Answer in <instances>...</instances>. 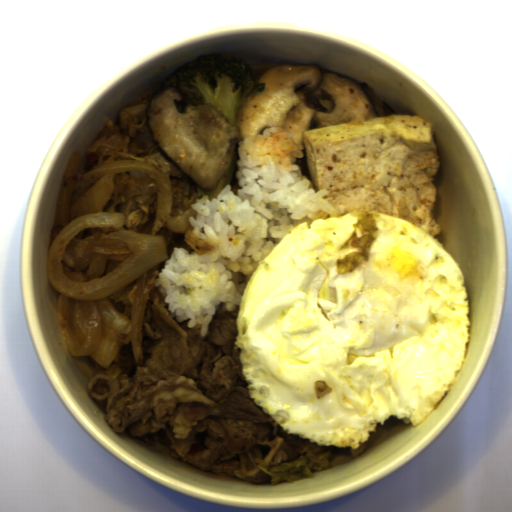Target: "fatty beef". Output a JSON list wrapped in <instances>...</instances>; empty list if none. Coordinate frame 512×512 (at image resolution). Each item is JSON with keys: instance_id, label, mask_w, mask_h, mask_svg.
Masks as SVG:
<instances>
[{"instance_id": "1", "label": "fatty beef", "mask_w": 512, "mask_h": 512, "mask_svg": "<svg viewBox=\"0 0 512 512\" xmlns=\"http://www.w3.org/2000/svg\"><path fill=\"white\" fill-rule=\"evenodd\" d=\"M164 260L108 298L131 321L134 294L148 293L141 336L143 362L132 340L121 345L107 369L92 356H73L87 380V395L104 406L103 421L115 433L128 431L146 446L159 443L175 461L215 476L252 484L272 482L260 464L281 465L305 459L311 472L325 471L364 454L358 448L317 445L287 434L250 398L235 347L239 305L223 303L201 335L203 324L178 322L155 279Z\"/></svg>"}, {"instance_id": "2", "label": "fatty beef", "mask_w": 512, "mask_h": 512, "mask_svg": "<svg viewBox=\"0 0 512 512\" xmlns=\"http://www.w3.org/2000/svg\"><path fill=\"white\" fill-rule=\"evenodd\" d=\"M158 90L154 85L116 110L115 121L109 119L87 147L83 174L111 161H140L167 175L172 207L167 221L155 235H164L167 259H172L174 248H184L188 255L195 252L188 243L194 229L189 218L197 221L198 212L191 205L203 198L204 190L162 155L151 135L147 125L148 106Z\"/></svg>"}, {"instance_id": "3", "label": "fatty beef", "mask_w": 512, "mask_h": 512, "mask_svg": "<svg viewBox=\"0 0 512 512\" xmlns=\"http://www.w3.org/2000/svg\"><path fill=\"white\" fill-rule=\"evenodd\" d=\"M114 190L102 212L124 214V227L140 234H151L158 213L159 186L141 172L117 173Z\"/></svg>"}]
</instances>
